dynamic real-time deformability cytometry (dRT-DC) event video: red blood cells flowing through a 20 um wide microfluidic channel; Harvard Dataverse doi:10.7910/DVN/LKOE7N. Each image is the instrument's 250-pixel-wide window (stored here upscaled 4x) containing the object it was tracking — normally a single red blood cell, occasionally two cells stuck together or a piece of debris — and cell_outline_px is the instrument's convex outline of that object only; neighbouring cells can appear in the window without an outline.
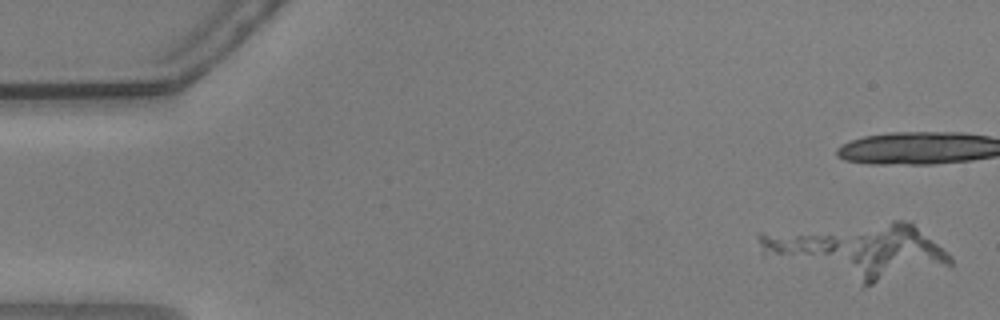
{"species": "common noctule bat (a hibernating species)", "species_latin": "Nyctalus noctula", "temperature_condition": "warm", "stored_images_in_passage": 4, "camera_frame_rate_fps": 3000, "um_per_image_px": 0.085, "animal": {"sex": "male", "body_mass_g": 20.5, "forearm_length_mm": 52.5}, "frame": {"image": 1, "passage_image": 3, "time_ms": 0.667, "image_size_px": [1000, 320], "cell_outline_px": [[836, 248], [828, 252], [760, 252], [756, 236], [760, 232], [764, 232], [832, 236], [836, 240]], "centroid_in_image_um": [67.55, 20.64], "position_along_channel_um": 17.4, "area_um2": 10.0}}